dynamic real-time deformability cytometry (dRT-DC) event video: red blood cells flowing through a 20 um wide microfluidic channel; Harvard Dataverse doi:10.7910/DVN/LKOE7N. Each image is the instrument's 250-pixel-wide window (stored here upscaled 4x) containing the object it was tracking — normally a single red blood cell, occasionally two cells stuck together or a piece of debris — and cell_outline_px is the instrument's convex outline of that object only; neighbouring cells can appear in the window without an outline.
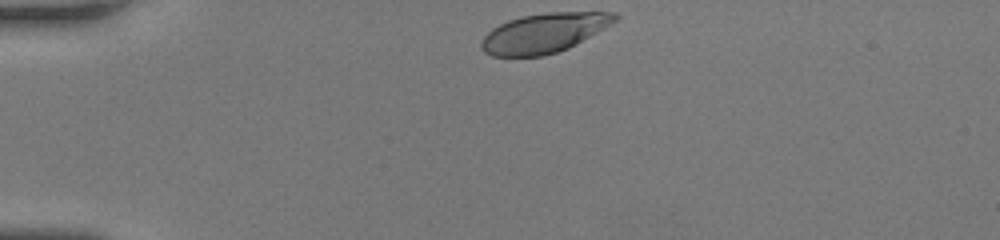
{"species": "human", "species_latin": "Homo sapiens", "temperature_condition": "room temperature", "stored_images_in_passage": 31, "camera_frame_rate_fps": 3000, "um_per_image_px": 0.085, "donor": {"sex": "female"}, "frame": {"image": 1, "passage_image": 1, "time_ms": 0.0, "image_size_px": [1000, 240], "cell_outline_px": [[620, 16], [616, 20], [604, 28], [576, 44], [568, 48], [544, 56], [492, 56], [484, 52], [480, 48], [480, 40], [492, 28], [508, 20], [520, 16], [548, 12], [616, 12]], "centroid_in_image_um": [46.21, 2.8], "position_along_channel_um": 38.8, "area_um2": 30.75}}
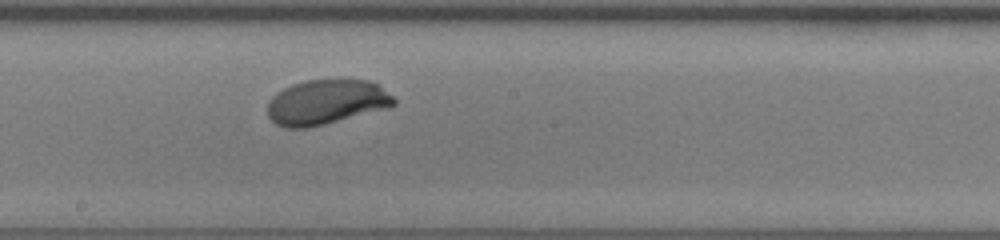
{"frame": {"image": 2, "passage_image": 18, "time_ms": 5.667, "image_size_px": [1000, 240], "cell_outline_px": [[396, 104], [388, 108], [308, 128], [284, 128], [276, 124], [268, 116], [268, 100], [276, 92], [292, 84], [304, 80], [368, 80], [376, 84], [392, 96], [396, 100]], "centroid_in_image_um": [27.7, 8.69], "position_along_channel_um": 220.5, "area_um2": 32.95}}
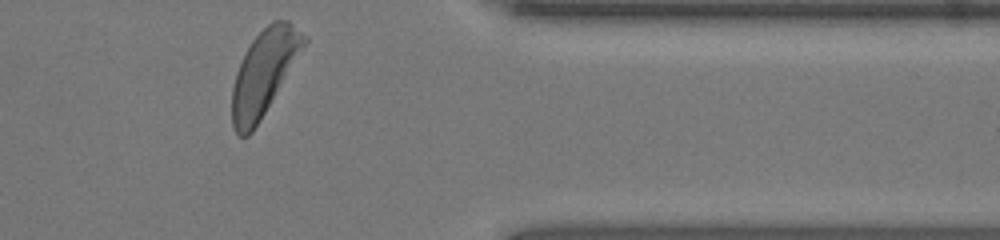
{"frame": {"image": 3, "passage_image": 31, "time_ms": 10.0, "image_size_px": [1000, 240], "cell_outline_px": [[308, 44], [260, 120], [252, 132], [248, 136], [240, 136], [232, 128], [232, 88], [236, 72], [252, 40], [272, 20], [288, 20], [308, 36]], "centroid_in_image_um": [22.48, 6.16], "position_along_channel_um": 388.9, "area_um2": 35.6}, "authors_computed_cell_mechanics": {"area_um2": 33.524, "velocity_mm_per_s": 4.1651, "shape_relaxation_time_tau1_ms": 2.251, "shape_relaxation_time_tau2_ms": null, "deformation_change_tau1": 0.1523, "deformation_change_tau2": null}}